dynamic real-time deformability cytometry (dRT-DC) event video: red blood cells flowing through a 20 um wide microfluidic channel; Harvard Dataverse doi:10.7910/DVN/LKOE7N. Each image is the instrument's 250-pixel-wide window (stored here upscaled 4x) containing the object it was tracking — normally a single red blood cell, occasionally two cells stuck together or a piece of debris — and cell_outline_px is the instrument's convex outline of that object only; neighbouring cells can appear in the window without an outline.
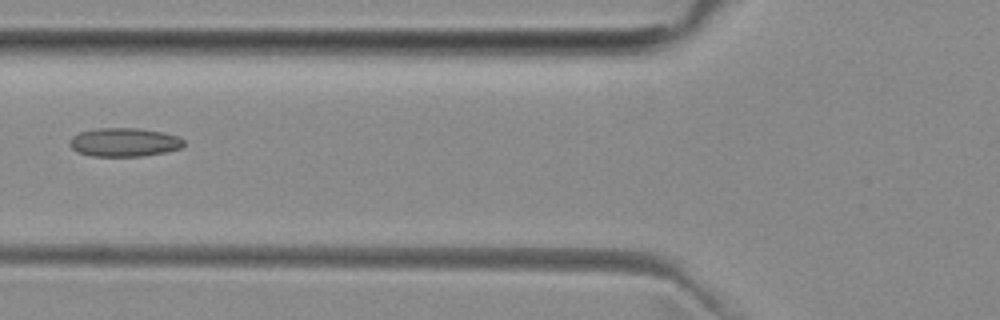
{"species": "common noctule bat (a hibernating species)", "species_latin": "Nyctalus noctula", "temperature_condition": "room temperature", "stored_images_in_passage": 7, "camera_frame_rate_fps": 3000, "um_per_image_px": 0.085, "animal": {"sex": "female", "body_mass_g": 29.2, "forearm_length_mm": 56.3}, "frame": {"image": 1, "passage_image": 6, "time_ms": 6.0, "image_size_px": [1000, 320], "cell_outline_px": [[184, 148], [164, 152], [140, 156], [92, 156], [76, 152], [68, 144], [72, 136], [80, 132], [96, 128], [136, 128], [164, 132], [176, 136], [184, 140]], "centroid_in_image_um": [10.54, 12.09], "position_along_channel_um": 115.3, "area_um2": 19.13}}
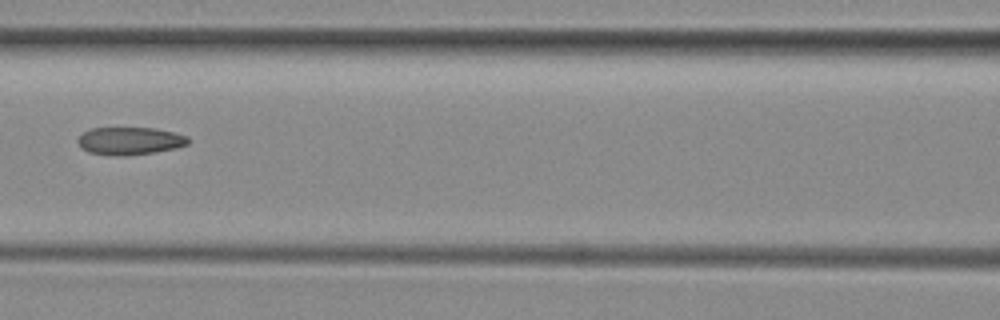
{"frame": {"image": 2, "passage_image": 7, "time_ms": 7.0, "image_size_px": [1000, 320], "cell_outline_px": [[192, 140], [188, 144], [176, 148], [128, 156], [112, 156], [88, 152], [80, 148], [76, 140], [84, 132], [92, 128], [156, 128], [176, 132], [188, 136]], "centroid_in_image_um": [11.05, 11.98], "position_along_channel_um": 155.5, "area_um2": 18.09}}